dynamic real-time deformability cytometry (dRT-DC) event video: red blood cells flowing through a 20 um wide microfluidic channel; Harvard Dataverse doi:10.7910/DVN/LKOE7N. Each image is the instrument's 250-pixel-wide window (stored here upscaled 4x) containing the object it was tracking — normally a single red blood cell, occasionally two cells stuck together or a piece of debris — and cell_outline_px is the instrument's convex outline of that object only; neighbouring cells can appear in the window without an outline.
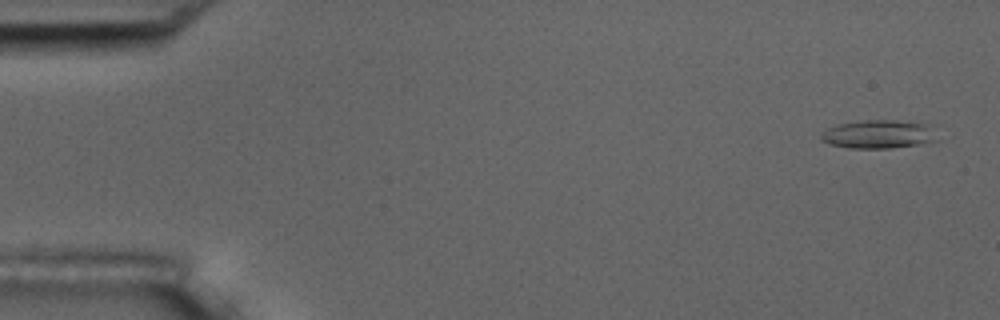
{"species": "common noctule bat (a hibernating species)", "species_latin": "Nyctalus noctula", "temperature_condition": "room temperature", "stored_images_in_passage": 4, "camera_frame_rate_fps": 3000, "um_per_image_px": 0.085, "animal": {"sex": "male", "body_mass_g": 17.5, "forearm_length_mm": 52.3}, "frame": {"image": 1, "passage_image": 1, "time_ms": 0.0, "image_size_px": [1000, 320], "cell_outline_px": [[936, 140], [916, 144], [892, 148], [848, 148], [832, 144], [820, 140], [820, 136], [828, 128], [836, 124], [864, 120], [896, 120], [928, 124]], "centroid_in_image_um": [74.61, 11.4], "position_along_channel_um": 10.4, "area_um2": 18.9}}
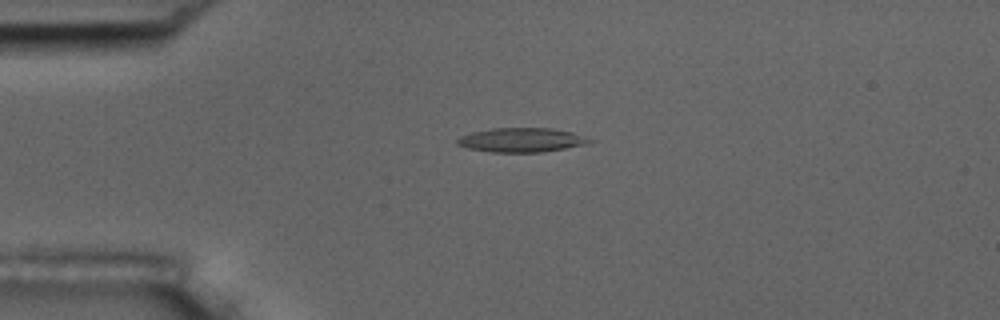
{"frame": {"image": 2, "passage_image": 4, "time_ms": 3.667, "image_size_px": [1000, 320], "cell_outline_px": [[596, 140], [588, 144], [540, 152], [492, 152], [468, 148], [456, 144], [456, 140], [460, 136], [472, 132], [492, 128], [552, 128], [572, 132]], "centroid_in_image_um": [44.34, 11.89], "position_along_channel_um": 40.7, "area_um2": 18.67}}